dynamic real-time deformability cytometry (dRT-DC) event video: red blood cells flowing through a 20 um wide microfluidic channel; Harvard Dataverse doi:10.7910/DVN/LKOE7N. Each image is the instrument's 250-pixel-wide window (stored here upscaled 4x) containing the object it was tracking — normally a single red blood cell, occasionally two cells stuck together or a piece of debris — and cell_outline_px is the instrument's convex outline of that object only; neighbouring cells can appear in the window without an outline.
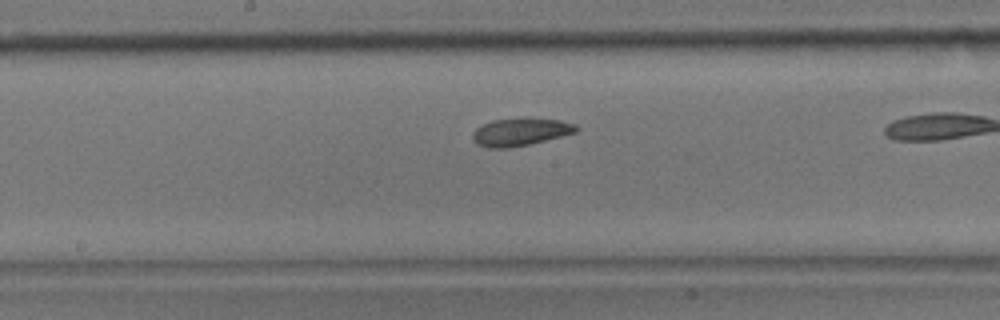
{"species": "common noctule bat (a hibernating species)", "species_latin": "Nyctalus noctula", "temperature_condition": "room temperature", "stored_images_in_passage": 29, "camera_frame_rate_fps": 3000, "um_per_image_px": 0.085, "animal": {"sex": "male", "body_mass_g": 17.9}, "frame": {"image": 1, "passage_image": 17, "time_ms": 5.333, "image_size_px": [1000, 320], "cell_outline_px": [[580, 128], [576, 132], [528, 144], [508, 148], [488, 148], [476, 144], [472, 140], [472, 132], [480, 124], [492, 120], [560, 120], [576, 124]], "centroid_in_image_um": [44.16, 11.24], "position_along_channel_um": 204.0, "area_um2": 16.18}}